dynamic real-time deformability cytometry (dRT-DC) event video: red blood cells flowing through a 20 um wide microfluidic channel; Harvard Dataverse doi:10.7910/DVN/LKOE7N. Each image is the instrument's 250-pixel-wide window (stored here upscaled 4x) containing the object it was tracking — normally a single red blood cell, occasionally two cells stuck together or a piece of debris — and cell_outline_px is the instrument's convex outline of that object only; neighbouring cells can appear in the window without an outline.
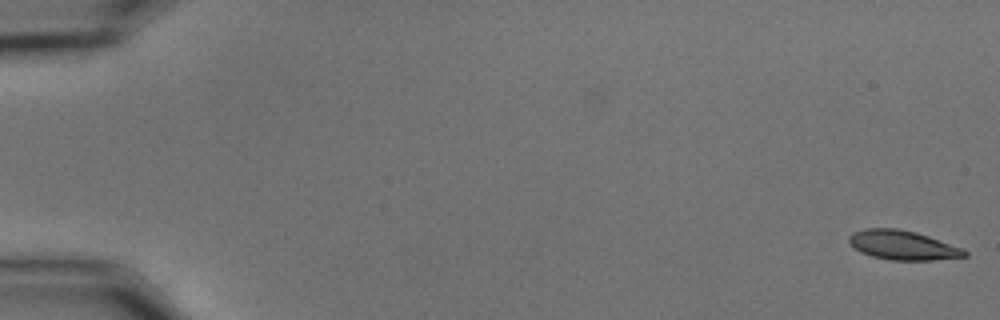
{"species": "common noctule bat (a hibernating species)", "species_latin": "Nyctalus noctula", "temperature_condition": "cold", "stored_images_in_passage": 59, "camera_frame_rate_fps": 3000, "um_per_image_px": 0.085, "animal": {"sex": "male", "body_mass_g": 15.6}, "frame": {"image": 1, "passage_image": 1, "time_ms": 0.0, "image_size_px": [1000, 320], "cell_outline_px": [[968, 256], [932, 260], [892, 260], [872, 256], [860, 252], [848, 240], [848, 236], [852, 232], [864, 228], [896, 228], [916, 232], [964, 248], [968, 252]], "centroid_in_image_um": [76.74, 20.83], "position_along_channel_um": 8.3, "area_um2": 19.77}}
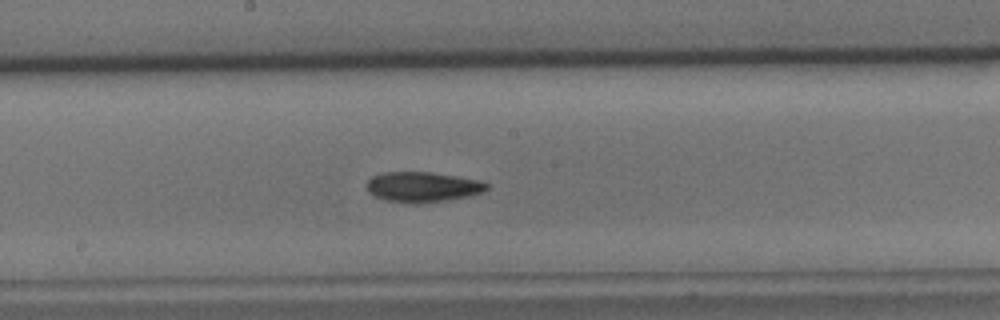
{"frame": {"image": 2, "passage_image": 32, "time_ms": 10.333, "image_size_px": [1000, 320], "cell_outline_px": [[488, 188], [484, 192], [468, 196], [444, 200], [416, 204], [412, 204], [388, 200], [376, 196], [368, 192], [368, 180], [372, 176], [380, 172], [432, 172], [480, 180], [488, 184]], "centroid_in_image_um": [35.93, 15.88], "position_along_channel_um": 212.3, "area_um2": 21.04}}
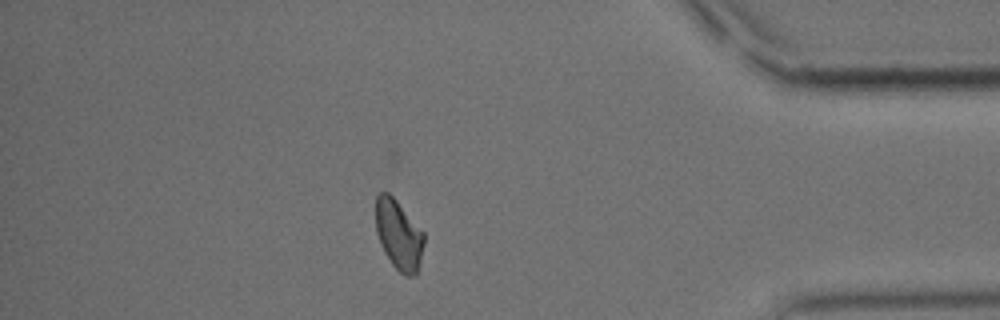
{"frame": {"image": 3, "passage_image": 51, "time_ms": 16.667, "image_size_px": [1000, 320], "cell_outline_px": [[424, 244], [420, 260], [416, 272], [412, 276], [404, 276], [392, 264], [384, 252], [380, 244], [376, 232], [376, 196], [380, 192], [388, 192], [396, 200], [424, 232]], "centroid_in_image_um": [33.88, 19.95], "position_along_channel_um": 401.3, "area_um2": 19.48}, "authors_computed_cell_mechanics": {"area_um2": 19.9988, "velocity_mm_per_s": 3.4891, "shape_relaxation_time_tau1_ms": 5.2142, "shape_relaxation_time_tau2_ms": 6.0254, "deformation_change_tau1": 0.1407, "deformation_change_tau2": 0.1201}}